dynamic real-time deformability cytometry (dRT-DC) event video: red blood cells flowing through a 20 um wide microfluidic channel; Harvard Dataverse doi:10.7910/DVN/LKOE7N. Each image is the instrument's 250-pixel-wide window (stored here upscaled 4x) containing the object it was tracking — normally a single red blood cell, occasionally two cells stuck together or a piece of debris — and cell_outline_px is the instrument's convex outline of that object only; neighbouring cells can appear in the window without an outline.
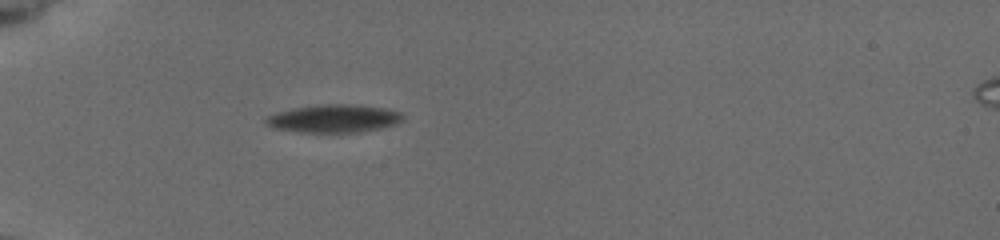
{"species": "common noctule bat (a hibernating species)", "species_latin": "Nyctalus noctula", "temperature_condition": "cold", "stored_images_in_passage": 39, "camera_frame_rate_fps": 3000, "um_per_image_px": 0.085, "animal": {"sex": "female", "body_mass_g": 19.5, "forearm_length_mm": 54.1}, "frame": {"image": 1, "passage_image": 1, "time_ms": 0.0, "image_size_px": [1000, 240], "cell_outline_px": [[404, 120], [392, 124], [376, 128], [356, 132], [304, 132], [276, 128], [264, 124], [264, 116], [276, 112], [292, 108], [316, 104], [364, 104], [384, 108], [400, 112], [404, 116]], "centroid_in_image_um": [28.32, 10.04], "position_along_channel_um": 56.7, "area_um2": 22.37}}
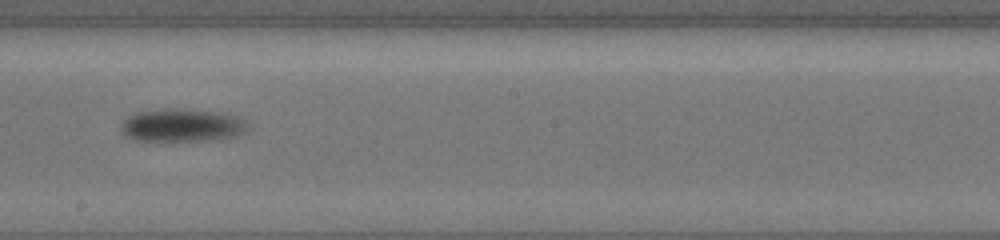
{"frame": {"image": 2, "passage_image": 17, "time_ms": 5.333, "image_size_px": [1000, 240], "cell_outline_px": [[244, 132], [232, 136], [204, 140], [136, 140], [124, 136], [120, 128], [120, 124], [128, 116], [136, 112], [168, 108], [220, 112], [236, 116], [244, 120]], "centroid_in_image_um": [15.36, 10.63], "position_along_channel_um": 232.8, "area_um2": 23.81}}
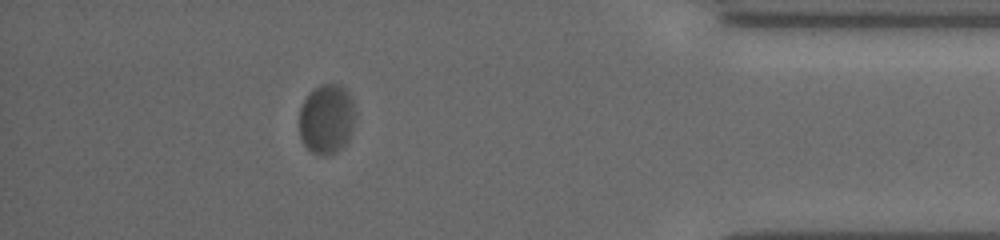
{"frame": {"image": 3, "passage_image": 34, "time_ms": 11.0, "image_size_px": [1000, 240], "cell_outline_px": [[356, 112], [352, 136], [340, 148], [332, 152], [312, 152], [304, 144], [300, 136], [300, 108], [308, 92], [312, 88], [320, 84], [336, 84], [344, 88], [352, 96]], "centroid_in_image_um": [27.79, 10.04], "position_along_channel_um": 407.4, "area_um2": 22.77}, "authors_computed_cell_mechanics": {"area_um2": 22.7732, "velocity_mm_per_s": 3.6577, "shape_relaxation_time_tau1_ms": 1.4275, "shape_relaxation_time_tau2_ms": null, "deformation_change_tau1": 0.0435, "deformation_change_tau2": null}}